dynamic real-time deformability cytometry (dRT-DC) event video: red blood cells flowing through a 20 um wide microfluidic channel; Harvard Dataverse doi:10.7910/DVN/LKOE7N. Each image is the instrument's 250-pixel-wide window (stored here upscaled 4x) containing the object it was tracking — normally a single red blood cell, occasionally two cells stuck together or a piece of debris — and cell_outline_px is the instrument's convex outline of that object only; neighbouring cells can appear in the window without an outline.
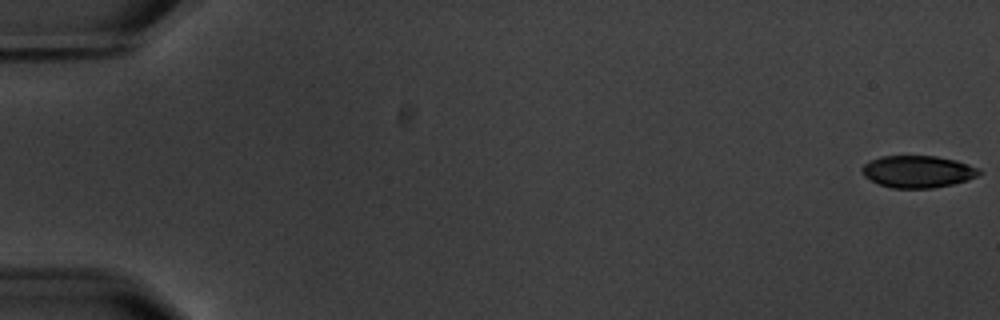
{"species": "common noctule bat (a hibernating species)", "species_latin": "Nyctalus noctula", "temperature_condition": "warm", "stored_images_in_passage": 7, "camera_frame_rate_fps": 3000, "um_per_image_px": 0.085, "animal": {"sex": "male", "body_mass_g": 20.1, "forearm_length_mm": 53.5}, "frame": {"image": 1, "passage_image": 1, "time_ms": 0.0, "image_size_px": [1000, 320], "cell_outline_px": [[984, 172], [968, 180], [952, 184], [932, 188], [892, 188], [880, 184], [864, 176], [860, 168], [864, 164], [880, 156], [936, 156], [956, 160], [980, 168]], "centroid_in_image_um": [78.04, 14.58], "position_along_channel_um": 7.0, "area_um2": 21.91}}
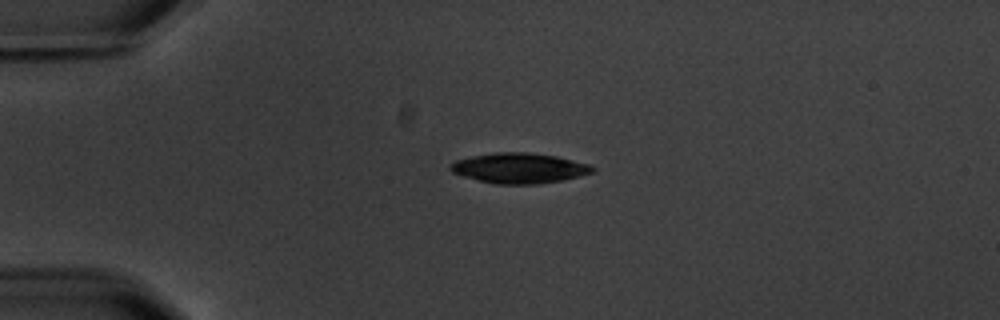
{"frame": {"image": 2, "passage_image": 5, "time_ms": 4.667, "image_size_px": [1000, 320], "cell_outline_px": [[596, 172], [560, 180], [540, 184], [496, 184], [464, 176], [452, 172], [448, 168], [456, 160], [472, 156], [496, 152], [528, 152], [556, 156], [588, 164], [596, 168]], "centroid_in_image_um": [44.15, 14.29], "position_along_channel_um": 40.8, "area_um2": 24.85}}
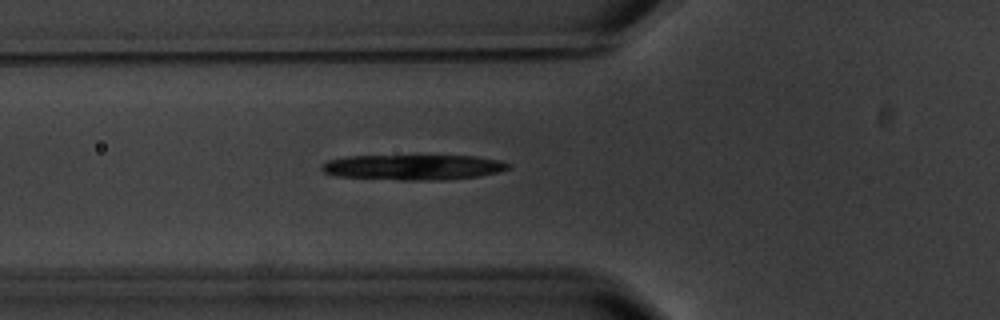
{"frame": {"image": 3, "passage_image": 7, "time_ms": 7.0, "image_size_px": [1000, 320], "cell_outline_px": [[512, 168], [480, 176], [444, 180], [400, 180], [336, 176], [324, 172], [320, 168], [320, 164], [328, 160], [344, 156], [476, 156], [500, 160], [512, 164]], "centroid_in_image_um": [35.13, 14.21], "position_along_channel_um": 90.7, "area_um2": 27.74}}